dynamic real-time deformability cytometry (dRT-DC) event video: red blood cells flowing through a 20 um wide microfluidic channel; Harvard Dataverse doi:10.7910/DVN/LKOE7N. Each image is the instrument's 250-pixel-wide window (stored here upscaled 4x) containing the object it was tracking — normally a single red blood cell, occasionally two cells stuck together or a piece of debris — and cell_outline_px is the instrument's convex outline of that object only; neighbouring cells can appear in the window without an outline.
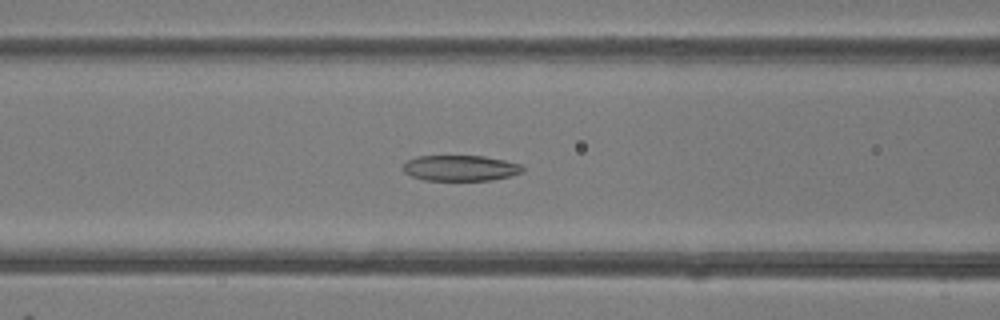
{"species": "common noctule bat (a hibernating species)", "species_latin": "Nyctalus noctula", "temperature_condition": "room temperature", "stored_images_in_passage": 37, "camera_frame_rate_fps": 3000, "um_per_image_px": 0.085, "animal": {"sex": "female"}, "frame": {"image": 1, "passage_image": 9, "time_ms": 2.667, "image_size_px": [1000, 320], "cell_outline_px": [[524, 172], [512, 176], [492, 180], [424, 180], [412, 176], [404, 172], [400, 168], [408, 160], [416, 156], [484, 156], [504, 160], [520, 164], [524, 168]], "centroid_in_image_um": [39.14, 14.29], "position_along_channel_um": 127.5, "area_um2": 18.03}}
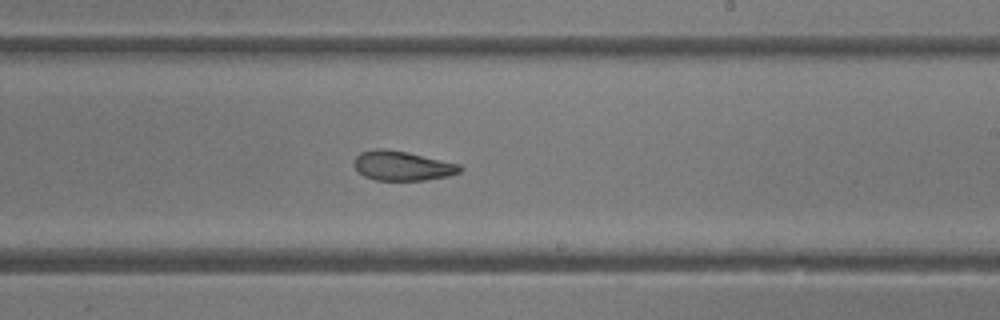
{"frame": {"image": 2, "passage_image": 18, "time_ms": 5.667, "image_size_px": [1000, 320], "cell_outline_px": [[464, 168], [460, 172], [448, 176], [424, 180], [376, 180], [364, 176], [352, 164], [352, 160], [360, 152], [376, 148], [384, 148], [408, 152], [460, 164]], "centroid_in_image_um": [34.18, 14.08], "position_along_channel_um": 254.8, "area_um2": 18.38}}
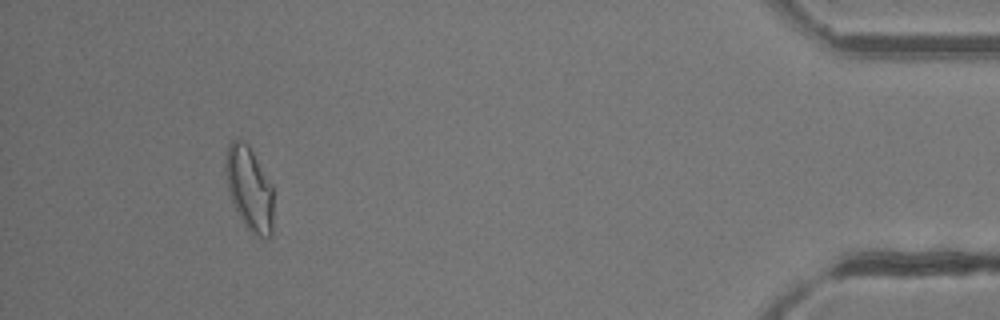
{"frame": {"image": 3, "passage_image": 34, "time_ms": 11.0, "image_size_px": [1000, 320], "cell_outline_px": [[272, 236], [268, 240], [256, 236], [244, 224], [236, 212], [228, 188], [224, 168], [224, 164], [228, 144], [232, 140], [240, 140], [248, 144], [272, 184]], "centroid_in_image_um": [21.19, 16.05], "position_along_channel_um": 414.0, "area_um2": 23.47}, "authors_computed_cell_mechanics": {"area_um2": 19.5364, "velocity_mm_per_s": 4.2464, "shape_relaxation_time_tau1_ms": null, "shape_relaxation_time_tau2_ms": 2.2754, "deformation_change_tau1": null, "deformation_change_tau2": 0.0902}}